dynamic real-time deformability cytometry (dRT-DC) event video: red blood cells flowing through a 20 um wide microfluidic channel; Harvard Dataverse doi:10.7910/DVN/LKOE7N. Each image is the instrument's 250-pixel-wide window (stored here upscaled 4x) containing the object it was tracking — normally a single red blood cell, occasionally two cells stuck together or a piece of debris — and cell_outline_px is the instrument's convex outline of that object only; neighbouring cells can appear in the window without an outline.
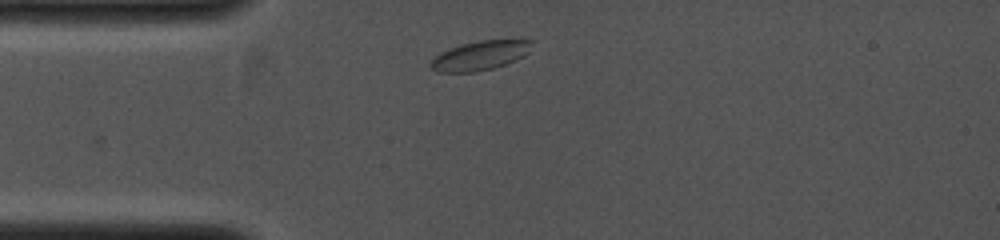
{"species": "common noctule bat (a hibernating species)", "species_latin": "Nyctalus noctula", "temperature_condition": "cold", "stored_images_in_passage": 28, "camera_frame_rate_fps": 4000, "um_per_image_px": 0.085, "animal": {"sex": "female", "body_mass_g": 19.0, "forearm_length_mm": 53.3}, "frame": {"image": 1, "passage_image": 1, "time_ms": 0.0, "image_size_px": [1000, 240], "cell_outline_px": [[532, 40], [528, 52], [524, 56], [516, 60], [492, 68], [472, 72], [436, 72], [428, 64], [440, 52], [464, 44], [480, 40]], "centroid_in_image_um": [40.78, 4.73], "position_along_channel_um": 44.2, "area_um2": 16.88}}
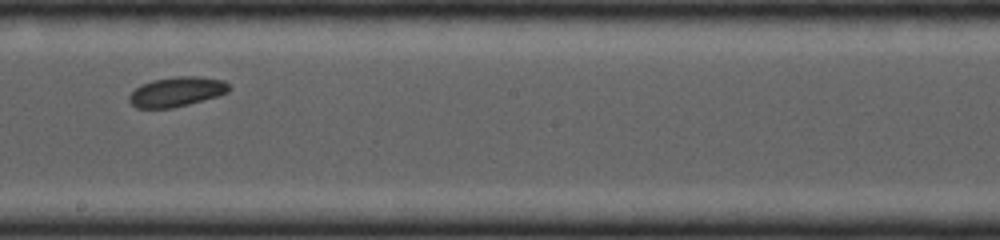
{"frame": {"image": 2, "passage_image": 15, "time_ms": 3.5, "image_size_px": [1000, 240], "cell_outline_px": [[232, 88], [228, 92], [216, 96], [188, 104], [172, 108], [136, 108], [128, 100], [128, 96], [140, 84], [152, 80], [176, 76], [196, 76], [224, 80]], "centroid_in_image_um": [15.0, 7.79], "position_along_channel_um": 233.2, "area_um2": 17.28}}
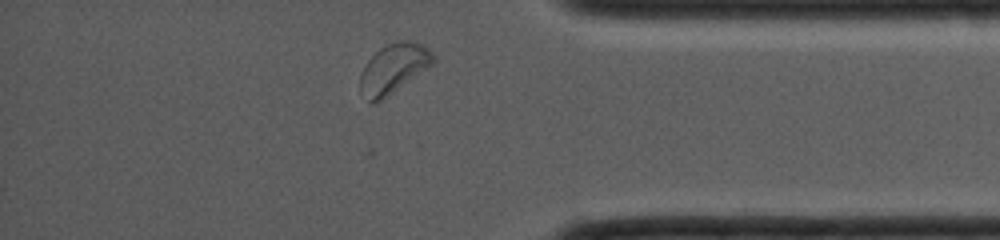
{"frame": {"image": 3, "passage_image": 27, "time_ms": 6.5, "image_size_px": [1000, 240], "cell_outline_px": [[436, 60], [432, 64], [392, 92], [380, 100], [372, 104], [360, 92], [360, 72], [364, 64], [380, 48], [396, 40], [408, 40], [420, 44], [428, 48], [432, 52]], "centroid_in_image_um": [33.42, 5.8], "position_along_channel_um": 401.8, "area_um2": 20.69}}